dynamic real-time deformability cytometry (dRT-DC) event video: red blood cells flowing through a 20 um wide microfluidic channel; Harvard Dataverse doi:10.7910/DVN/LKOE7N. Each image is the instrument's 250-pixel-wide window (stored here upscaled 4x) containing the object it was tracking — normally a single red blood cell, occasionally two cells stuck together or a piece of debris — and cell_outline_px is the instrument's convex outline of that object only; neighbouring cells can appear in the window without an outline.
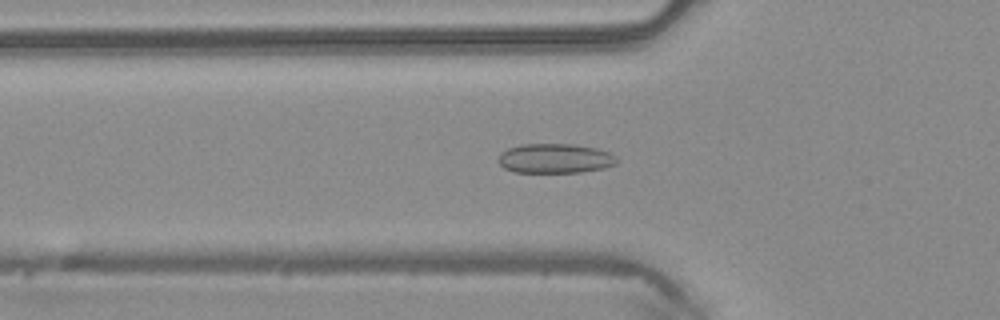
{"species": "common noctule bat (a hibernating species)", "species_latin": "Nyctalus noctula", "temperature_condition": "warm", "stored_images_in_passage": 48, "camera_frame_rate_fps": 3000, "um_per_image_px": 0.085, "animal": {"sex": "male", "body_mass_g": 20.4}, "frame": {"image": 1, "passage_image": 16, "time_ms": 5.0, "image_size_px": [1000, 320], "cell_outline_px": [[620, 160], [616, 164], [604, 168], [580, 172], [516, 172], [504, 168], [500, 164], [500, 152], [508, 148], [520, 144], [572, 144], [596, 148], [608, 152], [616, 156]], "centroid_in_image_um": [47.21, 13.46], "position_along_channel_um": 78.6, "area_um2": 20.4}}
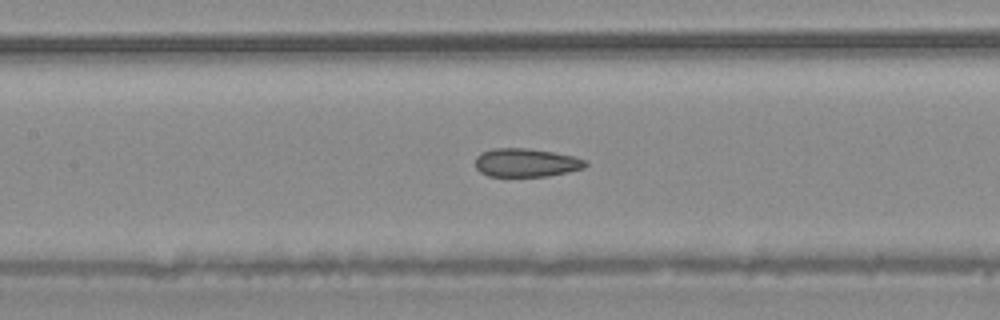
{"frame": {"image": 2, "passage_image": 22, "time_ms": 7.0, "image_size_px": [1000, 320], "cell_outline_px": [[588, 164], [584, 168], [568, 172], [548, 176], [488, 176], [480, 172], [476, 168], [476, 156], [480, 152], [492, 148], [524, 148], [552, 152], [576, 156], [588, 160]], "centroid_in_image_um": [44.74, 13.82], "position_along_channel_um": 162.7, "area_um2": 18.44}}
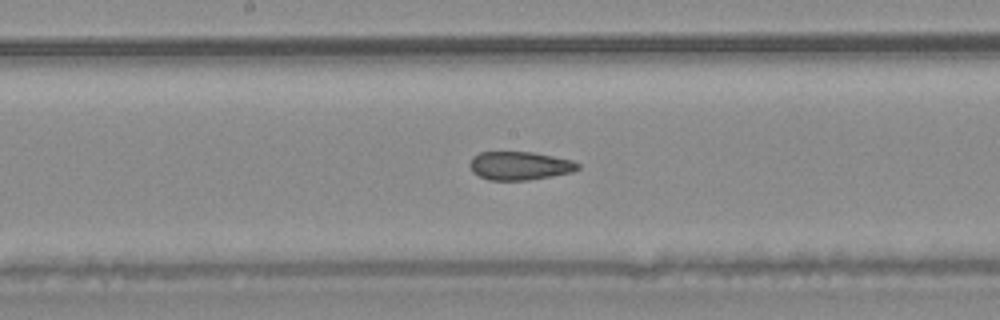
{"frame": {"image": 3, "passage_image": 25, "time_ms": 8.0, "image_size_px": [1000, 320], "cell_outline_px": [[580, 168], [572, 172], [552, 176], [528, 180], [488, 180], [472, 172], [468, 164], [472, 156], [480, 152], [532, 152], [572, 160], [580, 164]], "centroid_in_image_um": [44.15, 14.09], "position_along_channel_um": 204.1, "area_um2": 17.98}, "authors_computed_cell_mechanics": {"area_um2": 19.5364, "velocity_mm_per_s": 4.1538, "shape_relaxation_time_tau1_ms": null, "shape_relaxation_time_tau2_ms": 2.0025, "deformation_change_tau1": null, "deformation_change_tau2": 0.0748}}